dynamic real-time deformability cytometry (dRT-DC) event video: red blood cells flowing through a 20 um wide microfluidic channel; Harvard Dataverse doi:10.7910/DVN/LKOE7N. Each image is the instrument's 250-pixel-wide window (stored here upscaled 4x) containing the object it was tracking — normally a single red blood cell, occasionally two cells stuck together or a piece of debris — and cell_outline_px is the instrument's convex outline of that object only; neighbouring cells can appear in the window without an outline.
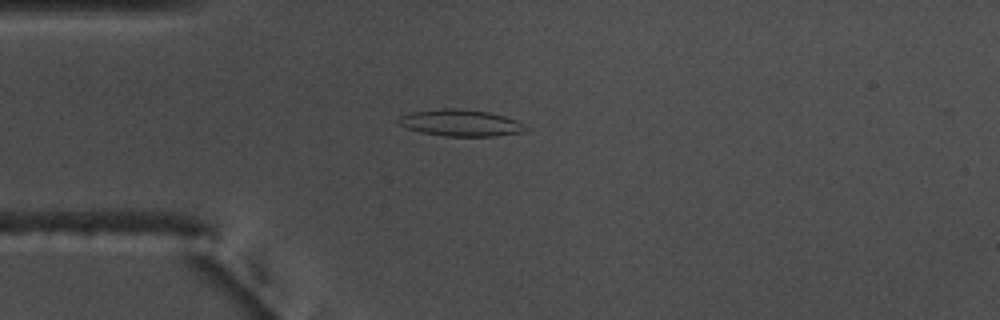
{"species": "common noctule bat (a hibernating species)", "species_latin": "Nyctalus noctula", "temperature_condition": "warm", "stored_images_in_passage": 51, "camera_frame_rate_fps": 3000, "um_per_image_px": 0.085, "animal": {"sex": "male", "body_mass_g": 17.5, "forearm_length_mm": 52.3}, "frame": {"image": 1, "passage_image": 11, "time_ms": 3.333, "image_size_px": [1000, 320], "cell_outline_px": [[524, 128], [520, 132], [496, 136], [444, 136], [424, 132], [408, 128], [400, 124], [400, 116], [412, 112], [444, 108], [456, 108], [488, 112], [504, 116], [516, 120]], "centroid_in_image_um": [39.13, 10.44], "position_along_channel_um": 45.9, "area_um2": 19.07}}
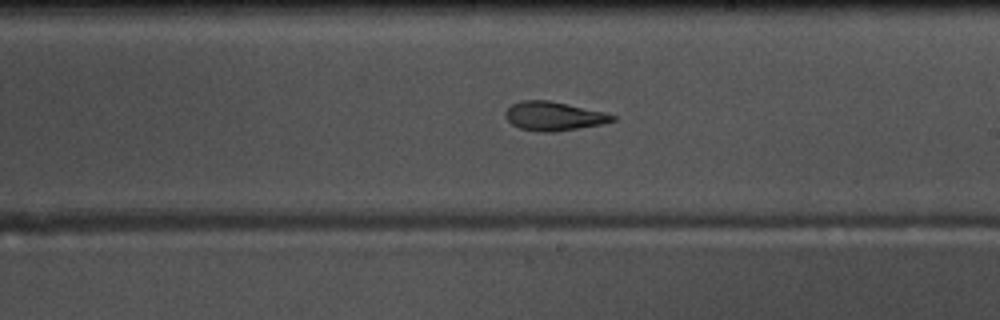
{"frame": {"image": 2, "passage_image": 28, "time_ms": 9.0, "image_size_px": [1000, 320], "cell_outline_px": [[616, 120], [604, 124], [552, 132], [544, 132], [520, 128], [512, 124], [504, 116], [504, 112], [512, 104], [520, 100], [548, 100], [604, 112], [616, 116]], "centroid_in_image_um": [47.06, 9.87], "position_along_channel_um": 241.9, "area_um2": 17.92}}
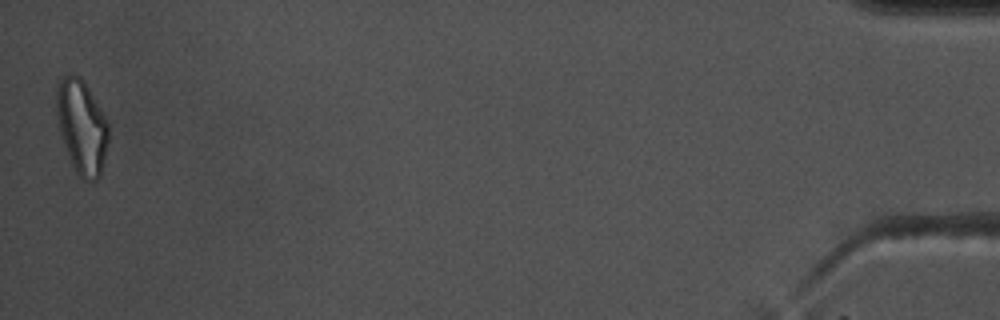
{"frame": {"image": 3, "passage_image": 51, "time_ms": 16.667, "image_size_px": [1000, 320], "cell_outline_px": [[108, 140], [100, 176], [96, 180], [80, 180], [68, 156], [56, 116], [56, 88], [60, 80], [64, 76], [80, 76], [84, 80], [100, 108], [108, 124]], "centroid_in_image_um": [6.94, 10.79], "position_along_channel_um": 428.3, "area_um2": 28.15}, "authors_computed_cell_mechanics": {"area_um2": 19.074, "velocity_mm_per_s": 3.7145, "shape_relaxation_time_tau1_ms": 11.3323, "shape_relaxation_time_tau2_ms": 3.3628, "deformation_change_tau1": 0.2885, "deformation_change_tau2": 0.1156}}